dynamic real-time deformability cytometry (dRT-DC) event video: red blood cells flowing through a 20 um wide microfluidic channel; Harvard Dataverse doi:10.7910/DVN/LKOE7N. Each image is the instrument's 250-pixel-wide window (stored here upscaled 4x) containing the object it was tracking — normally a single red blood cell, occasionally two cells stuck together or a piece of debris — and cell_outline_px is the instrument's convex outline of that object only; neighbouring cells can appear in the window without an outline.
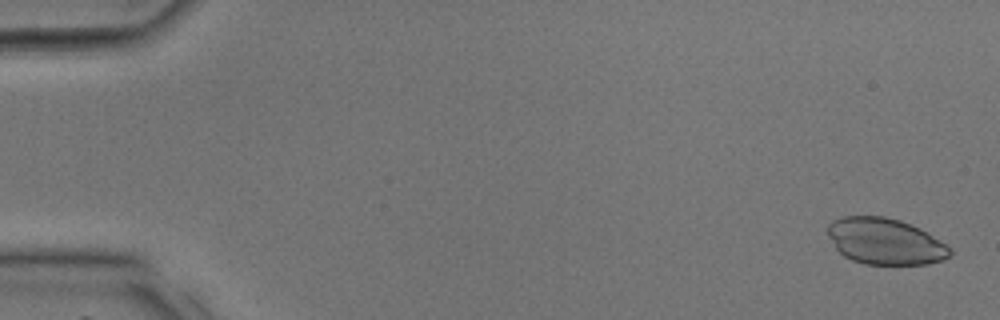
{"species": "common noctule bat (a hibernating species)", "species_latin": "Nyctalus noctula", "temperature_condition": "room temperature", "stored_images_in_passage": 19, "camera_frame_rate_fps": 3000, "um_per_image_px": 0.085, "animal": {"sex": "male", "body_mass_g": 17.9, "forearm_length_mm": 54.2}, "frame": {"image": 1, "passage_image": 2, "time_ms": 0.333, "image_size_px": [1000, 320], "cell_outline_px": [[952, 256], [944, 260], [928, 264], [864, 264], [852, 260], [844, 256], [836, 248], [828, 236], [828, 224], [832, 220], [844, 216], [884, 216], [900, 220], [920, 228], [952, 248]], "centroid_in_image_um": [75.25, 20.52], "position_along_channel_um": 9.7, "area_um2": 33.12}}